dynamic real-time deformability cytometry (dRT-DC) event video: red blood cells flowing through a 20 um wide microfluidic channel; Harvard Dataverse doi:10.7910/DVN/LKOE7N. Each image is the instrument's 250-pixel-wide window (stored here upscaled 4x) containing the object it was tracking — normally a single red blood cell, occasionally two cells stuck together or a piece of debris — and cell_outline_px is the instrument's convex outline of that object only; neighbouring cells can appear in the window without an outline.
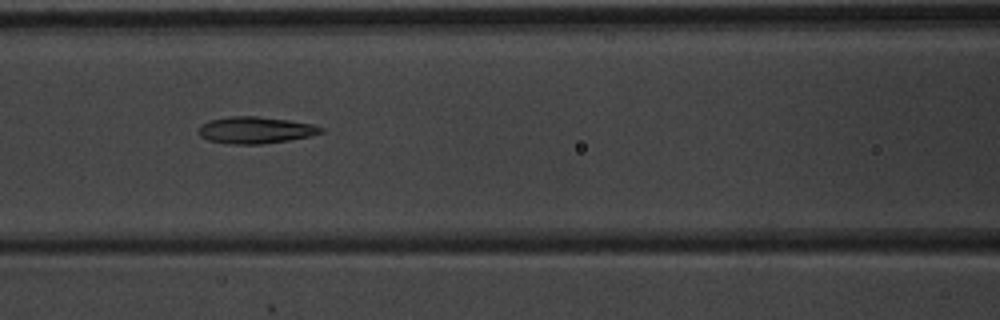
{"species": "common noctule bat (a hibernating species)", "species_latin": "Nyctalus noctula", "temperature_condition": "warm", "stored_images_in_passage": 10, "camera_frame_rate_fps": 3000, "um_per_image_px": 0.085, "animal": {"sex": "male", "body_mass_g": 20.1, "forearm_length_mm": 53.5}, "frame": {"image": 1, "passage_image": 6, "time_ms": 1.667, "image_size_px": [1000, 320], "cell_outline_px": [[324, 132], [308, 136], [288, 140], [264, 144], [232, 144], [208, 140], [200, 136], [196, 132], [196, 128], [200, 124], [208, 120], [228, 116], [256, 116], [288, 120], [312, 124], [324, 128]], "centroid_in_image_um": [21.64, 11.05], "position_along_channel_um": 145.0, "area_um2": 19.25}}
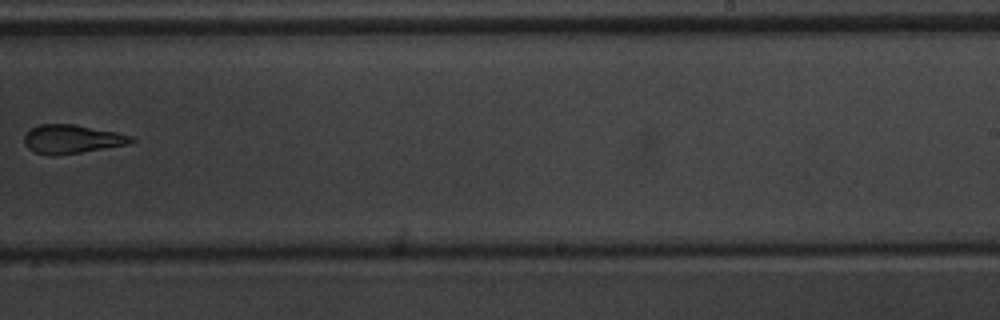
{"frame": {"image": 2, "passage_image": 9, "time_ms": 2.667, "image_size_px": [1000, 320], "cell_outline_px": [[136, 140], [128, 144], [56, 156], [52, 156], [36, 152], [28, 148], [24, 144], [24, 136], [32, 128], [40, 124], [72, 124], [116, 132], [132, 136]], "centroid_in_image_um": [6.1, 11.83], "position_along_channel_um": 282.9, "area_um2": 17.69}}
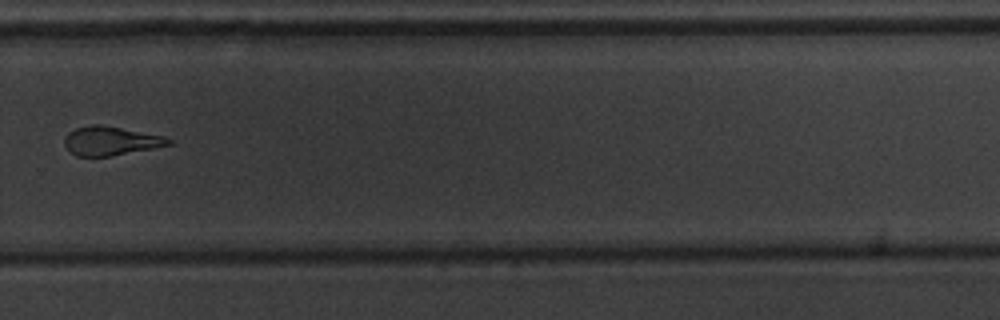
{"frame": {"image": 3, "passage_image": 10, "time_ms": 3.0, "image_size_px": [1000, 320], "cell_outline_px": [[172, 144], [112, 156], [76, 156], [64, 144], [64, 140], [68, 132], [76, 128], [92, 124], [100, 124], [164, 136], [172, 140]], "centroid_in_image_um": [9.4, 11.97], "position_along_channel_um": 320.4, "area_um2": 17.34}}